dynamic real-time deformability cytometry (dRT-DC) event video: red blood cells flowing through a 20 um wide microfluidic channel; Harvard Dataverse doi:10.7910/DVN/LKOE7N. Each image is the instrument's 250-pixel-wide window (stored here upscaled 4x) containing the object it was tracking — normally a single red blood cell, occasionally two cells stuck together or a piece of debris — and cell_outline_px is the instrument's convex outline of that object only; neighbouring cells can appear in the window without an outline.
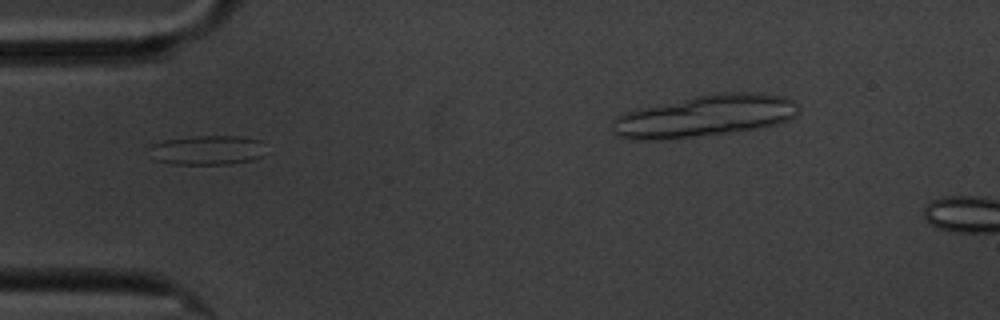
{"species": "common noctule bat (a hibernating species)", "species_latin": "Nyctalus noctula", "temperature_condition": "cold", "stored_images_in_passage": 8, "camera_frame_rate_fps": 3000, "um_per_image_px": 0.085, "animal": {"sex": "male", "body_mass_g": 20.1, "forearm_length_mm": 53.5}, "frame": {"image": 1, "passage_image": 5, "time_ms": 5.667, "image_size_px": [1000, 320], "cell_outline_px": [[264, 156], [252, 160], [228, 164], [172, 164], [156, 160], [152, 144], [164, 140], [192, 136], [240, 136], [260, 140]], "centroid_in_image_um": [17.68, 12.76], "position_along_channel_um": 67.3, "area_um2": 19.65}}
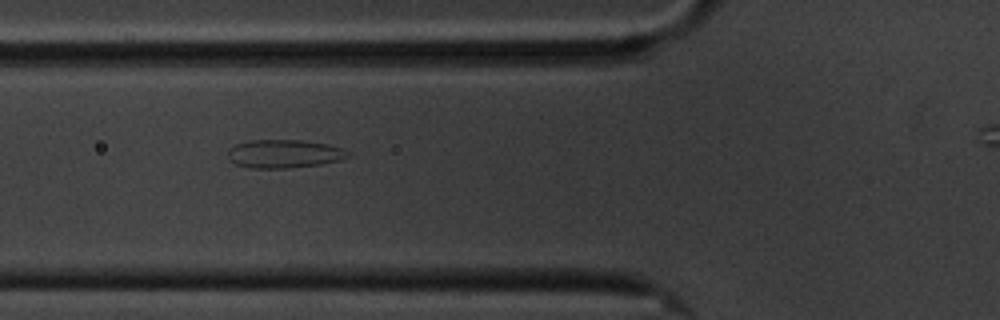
{"frame": {"image": 2, "passage_image": 6, "time_ms": 6.667, "image_size_px": [1000, 320], "cell_outline_px": [[352, 156], [340, 160], [320, 164], [288, 168], [248, 168], [236, 164], [228, 160], [228, 148], [236, 144], [248, 140], [300, 140], [324, 144], [340, 148], [348, 152]], "centroid_in_image_um": [24.09, 13.08], "position_along_channel_um": 101.7, "area_um2": 19.83}}
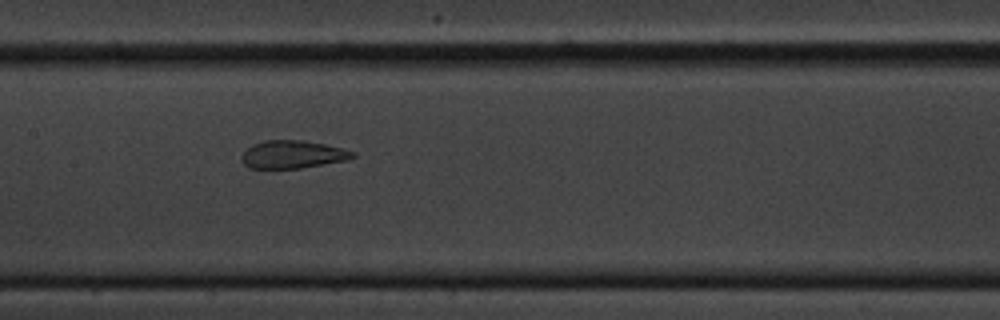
{"frame": {"image": 3, "passage_image": 8, "time_ms": 9.0, "image_size_px": [1000, 320], "cell_outline_px": [[356, 156], [348, 160], [300, 168], [248, 168], [244, 164], [240, 156], [252, 144], [264, 140], [304, 140], [344, 148], [356, 152]], "centroid_in_image_um": [24.9, 13.12], "position_along_channel_um": 182.5, "area_um2": 18.15}}